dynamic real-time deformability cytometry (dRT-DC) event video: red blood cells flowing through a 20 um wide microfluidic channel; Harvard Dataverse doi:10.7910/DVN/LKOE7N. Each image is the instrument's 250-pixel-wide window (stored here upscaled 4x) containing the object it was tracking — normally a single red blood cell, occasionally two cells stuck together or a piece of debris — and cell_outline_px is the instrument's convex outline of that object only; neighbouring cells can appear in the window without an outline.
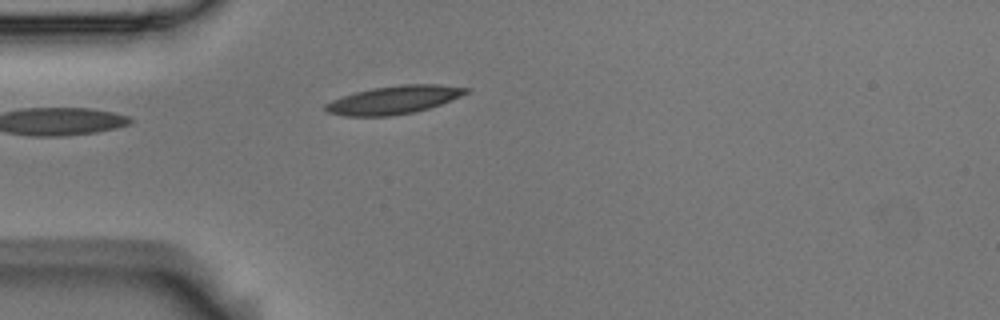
{"species": "Egyptian fruit bat (a non-hibernating species)", "species_latin": "Rousettus aegyptiacus", "temperature_condition": "room temperature", "stored_images_in_passage": 5, "camera_frame_rate_fps": 3000, "um_per_image_px": 0.085, "animal": {"sex": "male"}, "frame": {"image": 1, "passage_image": 4, "time_ms": 1.0, "image_size_px": [1000, 320], "cell_outline_px": [[472, 88], [468, 92], [460, 96], [440, 104], [416, 112], [392, 116], [344, 116], [328, 112], [324, 108], [324, 104], [332, 100], [356, 92], [372, 88], [400, 84], [440, 84]], "centroid_in_image_um": [33.49, 8.48], "position_along_channel_um": 51.5, "area_um2": 23.06}}